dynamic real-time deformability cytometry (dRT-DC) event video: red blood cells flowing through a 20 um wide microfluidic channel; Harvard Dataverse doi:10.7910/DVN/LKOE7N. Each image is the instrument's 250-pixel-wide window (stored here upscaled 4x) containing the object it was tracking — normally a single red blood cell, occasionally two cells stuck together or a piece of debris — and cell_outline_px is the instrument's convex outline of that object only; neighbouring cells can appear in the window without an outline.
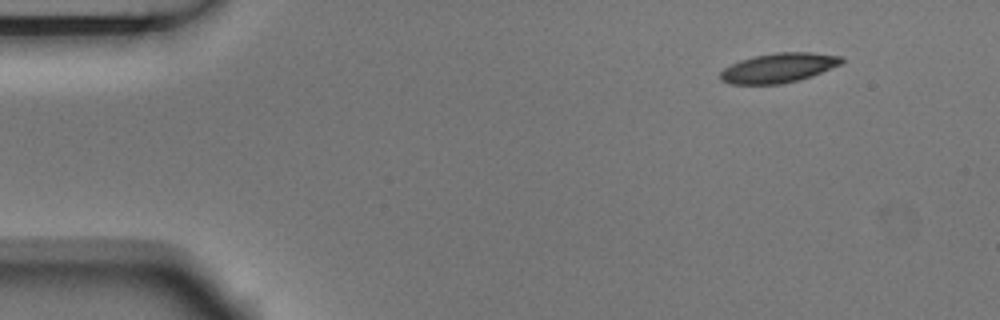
{"species": "Egyptian fruit bat (a non-hibernating species)", "species_latin": "Rousettus aegyptiacus", "temperature_condition": "room temperature", "stored_images_in_passage": 6, "camera_frame_rate_fps": 3000, "um_per_image_px": 0.085, "animal": {"sex": "male"}, "frame": {"image": 1, "passage_image": 1, "time_ms": 0.0, "image_size_px": [1000, 320], "cell_outline_px": [[844, 60], [840, 64], [812, 76], [800, 80], [780, 84], [728, 84], [720, 80], [720, 72], [724, 68], [740, 60], [752, 56], [776, 52], [812, 52], [844, 56]], "centroid_in_image_um": [66.18, 5.76], "position_along_channel_um": 18.8, "area_um2": 21.04}}
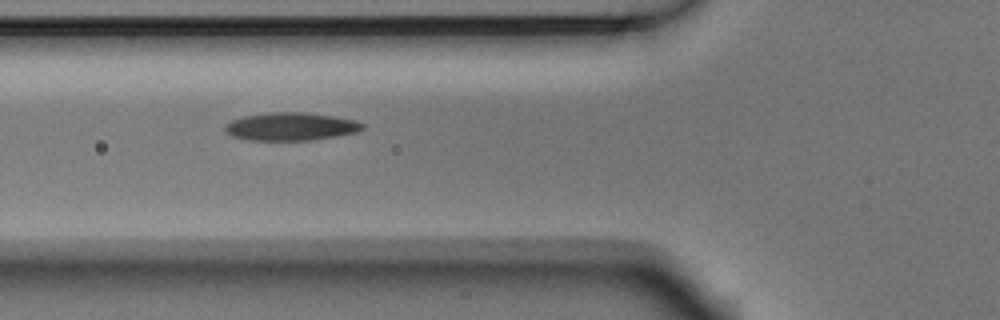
{"frame": {"image": 2, "passage_image": 5, "time_ms": 1.333, "image_size_px": [1000, 320], "cell_outline_px": [[364, 128], [360, 132], [336, 136], [308, 140], [248, 140], [232, 136], [224, 128], [232, 120], [244, 116], [268, 112], [304, 112], [332, 116], [356, 120], [364, 124]], "centroid_in_image_um": [24.76, 10.75], "position_along_channel_um": 101.0, "area_um2": 22.31}}
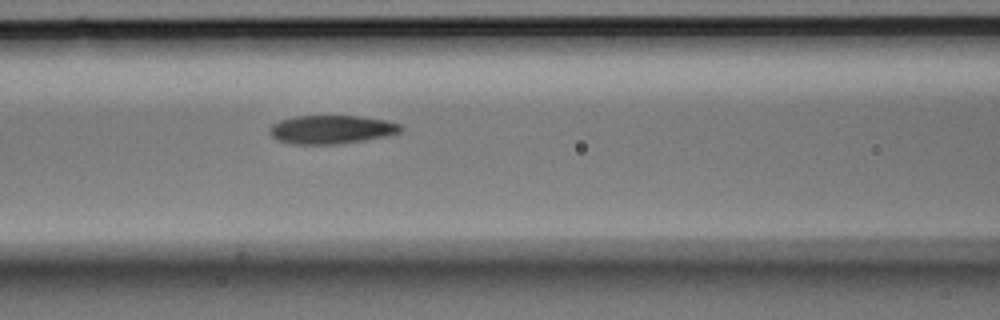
{"frame": {"image": 3, "passage_image": 6, "time_ms": 1.667, "image_size_px": [1000, 320], "cell_outline_px": [[404, 128], [400, 132], [384, 136], [336, 144], [296, 144], [276, 140], [268, 132], [272, 124], [280, 120], [292, 116], [360, 116], [388, 120], [400, 124]], "centroid_in_image_um": [28.15, 10.99], "position_along_channel_um": 138.5, "area_um2": 21.73}}